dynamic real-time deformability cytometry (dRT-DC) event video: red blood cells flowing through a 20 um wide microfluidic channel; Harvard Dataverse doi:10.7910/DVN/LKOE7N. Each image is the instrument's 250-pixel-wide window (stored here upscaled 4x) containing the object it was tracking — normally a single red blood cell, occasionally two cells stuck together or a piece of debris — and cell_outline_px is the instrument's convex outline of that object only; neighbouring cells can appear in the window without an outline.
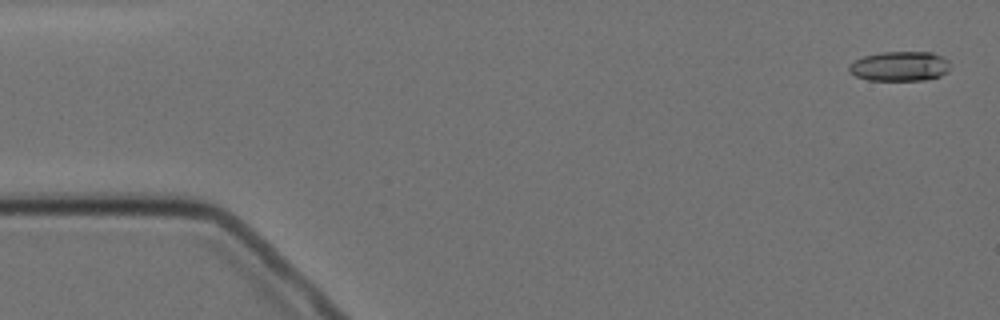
{"species": "Egyptian fruit bat (a non-hibernating species)", "species_latin": "Rousettus aegyptiacus", "temperature_condition": "cold", "stored_images_in_passage": 5, "camera_frame_rate_fps": 3000, "um_per_image_px": 0.085, "animal": {"sex": "female"}, "frame": {"image": 1, "passage_image": 1, "time_ms": 0.0, "image_size_px": [1000, 320], "cell_outline_px": [[948, 72], [940, 76], [924, 80], [868, 80], [856, 76], [848, 72], [848, 64], [864, 56], [880, 52], [932, 52], [948, 60]], "centroid_in_image_um": [76.45, 5.63], "position_along_channel_um": 8.6, "area_um2": 17.51}}
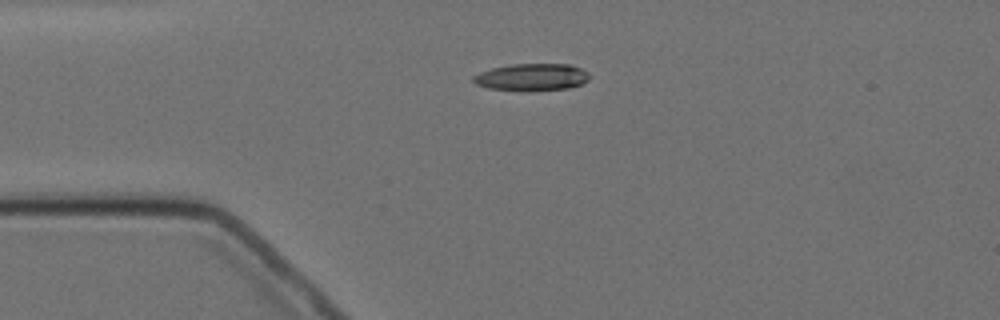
{"frame": {"image": 2, "passage_image": 4, "time_ms": 3.667, "image_size_px": [1000, 320], "cell_outline_px": [[592, 76], [588, 80], [580, 84], [568, 88], [532, 92], [528, 92], [488, 88], [476, 84], [472, 80], [472, 76], [480, 72], [492, 68], [512, 64], [568, 64], [580, 68], [588, 72]], "centroid_in_image_um": [45.2, 6.57], "position_along_channel_um": 39.8, "area_um2": 18.67}}